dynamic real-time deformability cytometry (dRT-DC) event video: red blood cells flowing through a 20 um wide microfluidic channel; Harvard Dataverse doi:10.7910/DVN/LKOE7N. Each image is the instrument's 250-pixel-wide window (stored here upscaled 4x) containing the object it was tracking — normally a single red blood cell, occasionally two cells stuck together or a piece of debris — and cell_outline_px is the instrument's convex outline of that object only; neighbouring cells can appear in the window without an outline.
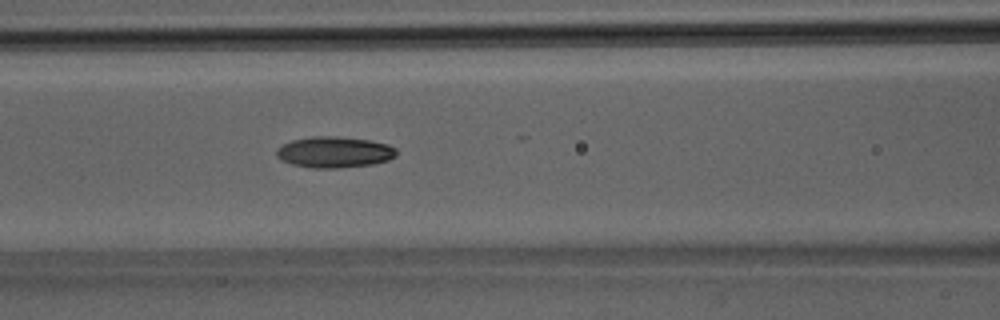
{"species": "Egyptian fruit bat (a non-hibernating species)", "species_latin": "Rousettus aegyptiacus", "temperature_condition": "room temperature", "stored_images_in_passage": 21, "camera_frame_rate_fps": 3000, "um_per_image_px": 0.085, "animal": {"sex": "male"}, "frame": {"image": 1, "passage_image": 6, "time_ms": 1.667, "image_size_px": [1000, 320], "cell_outline_px": [[396, 156], [388, 160], [372, 164], [340, 168], [312, 168], [292, 164], [280, 160], [276, 156], [276, 148], [292, 140], [312, 136], [336, 136], [372, 140], [388, 144], [396, 148]], "centroid_in_image_um": [28.41, 12.93], "position_along_channel_um": 138.2, "area_um2": 21.91}}